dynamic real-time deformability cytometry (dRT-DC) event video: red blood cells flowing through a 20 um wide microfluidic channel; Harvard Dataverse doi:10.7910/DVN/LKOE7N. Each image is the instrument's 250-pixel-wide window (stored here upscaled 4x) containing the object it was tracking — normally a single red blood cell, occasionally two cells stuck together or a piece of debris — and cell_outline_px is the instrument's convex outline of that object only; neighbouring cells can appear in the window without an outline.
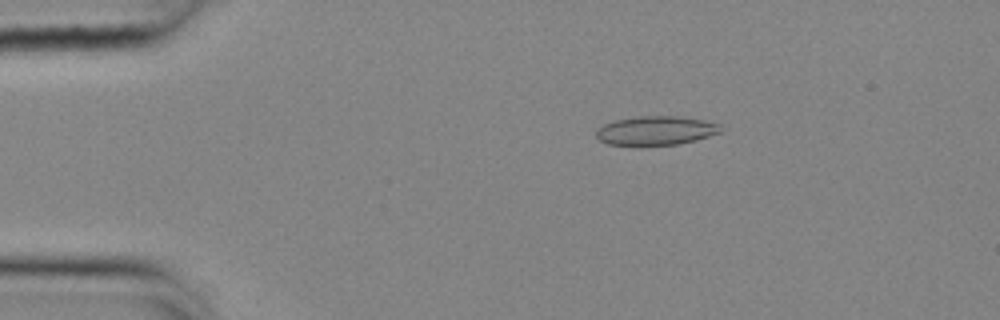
{"species": "common noctule bat (a hibernating species)", "species_latin": "Nyctalus noctula", "temperature_condition": "cold", "stored_images_in_passage": 55, "camera_frame_rate_fps": 3000, "um_per_image_px": 0.085, "animal": {"sex": "female", "body_mass_g": 25.1}, "frame": {"image": 1, "passage_image": 10, "time_ms": 3.0, "image_size_px": [1000, 320], "cell_outline_px": [[720, 132], [696, 140], [676, 144], [636, 148], [608, 144], [600, 140], [596, 136], [596, 128], [604, 124], [616, 120], [640, 116], [676, 116], [704, 120], [720, 124]], "centroid_in_image_um": [55.68, 11.14], "position_along_channel_um": 29.3, "area_um2": 21.56}}
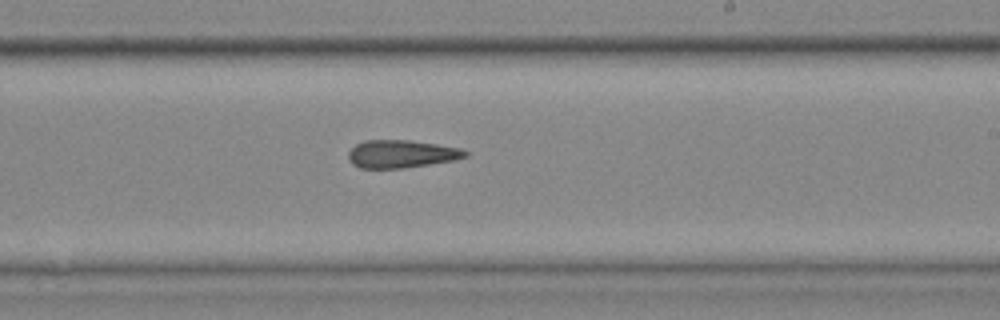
{"frame": {"image": 2, "passage_image": 33, "time_ms": 10.667, "image_size_px": [1000, 320], "cell_outline_px": [[468, 156], [452, 160], [404, 168], [360, 168], [352, 164], [348, 160], [348, 152], [356, 144], [364, 140], [412, 140], [460, 148], [468, 152]], "centroid_in_image_um": [34.08, 13.08], "position_along_channel_um": 254.9, "area_um2": 18.9}}
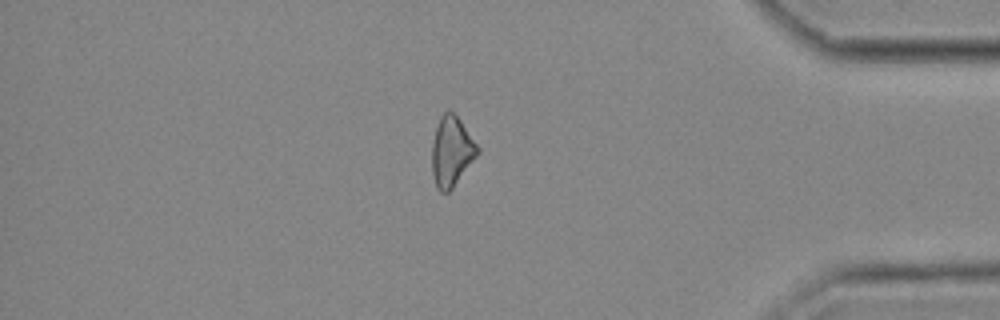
{"frame": {"image": 3, "passage_image": 47, "time_ms": 15.333, "image_size_px": [1000, 320], "cell_outline_px": [[480, 152], [452, 188], [448, 192], [440, 192], [436, 188], [432, 172], [432, 144], [436, 128], [440, 116], [448, 108], [460, 120], [480, 148]], "centroid_in_image_um": [38.38, 12.87], "position_along_channel_um": 396.8, "area_um2": 18.5}}